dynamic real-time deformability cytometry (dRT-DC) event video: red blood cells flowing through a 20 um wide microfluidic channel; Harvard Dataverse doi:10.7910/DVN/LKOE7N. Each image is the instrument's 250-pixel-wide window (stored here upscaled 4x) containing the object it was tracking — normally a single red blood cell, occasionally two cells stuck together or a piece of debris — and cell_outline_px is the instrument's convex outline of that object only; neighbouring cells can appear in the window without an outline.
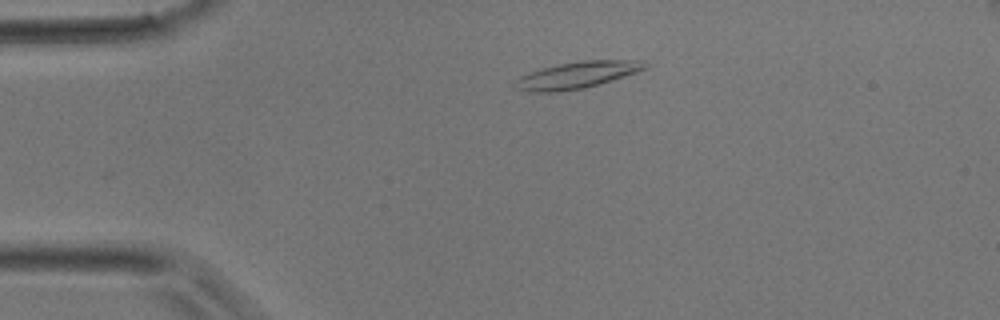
{"species": "common noctule bat (a hibernating species)", "species_latin": "Nyctalus noctula", "temperature_condition": "room temperature", "stored_images_in_passage": 33, "camera_frame_rate_fps": 3000, "um_per_image_px": 0.085, "animal": {"sex": "male", "body_mass_g": 17.9}, "frame": {"image": 1, "passage_image": 1, "time_ms": 0.0, "image_size_px": [1000, 320], "cell_outline_px": [[648, 68], [600, 84], [584, 88], [556, 92], [528, 92], [516, 88], [516, 80], [532, 72], [544, 68], [560, 64], [580, 60], [644, 60], [648, 64]], "centroid_in_image_um": [49.13, 6.37], "position_along_channel_um": 35.9, "area_um2": 19.94}}
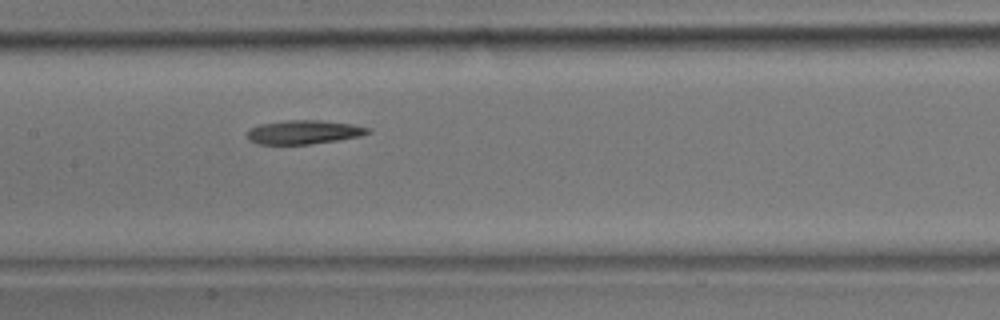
{"frame": {"image": 2, "passage_image": 12, "time_ms": 3.667, "image_size_px": [1000, 320], "cell_outline_px": [[372, 132], [360, 136], [312, 144], [256, 144], [248, 140], [248, 128], [260, 124], [288, 120], [320, 120], [352, 124], [372, 128]], "centroid_in_image_um": [25.83, 11.23], "position_along_channel_um": 181.6, "area_um2": 16.88}}
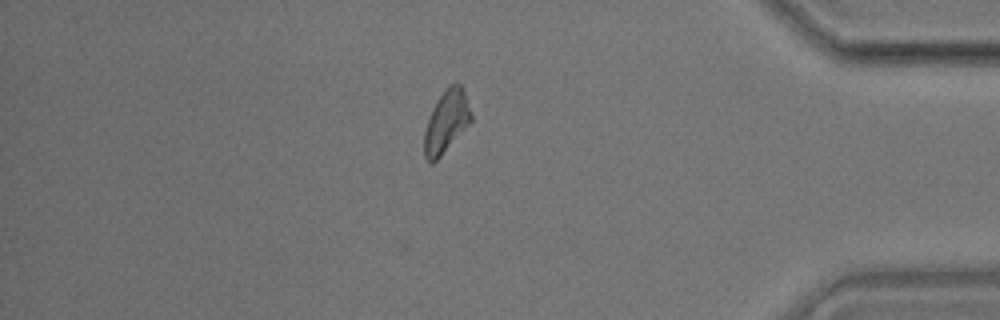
{"frame": {"image": 3, "passage_image": 27, "time_ms": 8.667, "image_size_px": [1000, 320], "cell_outline_px": [[472, 120], [440, 156], [432, 164], [428, 164], [424, 156], [424, 132], [432, 108], [440, 96], [452, 80], [456, 80], [460, 84], [464, 92], [472, 116]], "centroid_in_image_um": [37.92, 10.32], "position_along_channel_um": 397.3, "area_um2": 16.82}}